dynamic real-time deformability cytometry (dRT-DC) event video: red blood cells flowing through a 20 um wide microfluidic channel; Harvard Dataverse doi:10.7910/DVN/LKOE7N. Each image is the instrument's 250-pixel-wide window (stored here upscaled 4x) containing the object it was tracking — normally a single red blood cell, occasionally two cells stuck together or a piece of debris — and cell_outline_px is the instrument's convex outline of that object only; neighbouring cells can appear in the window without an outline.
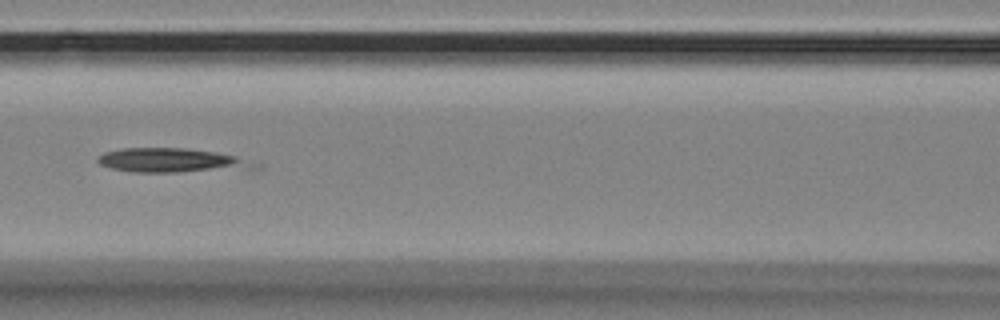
{"species": "Egyptian fruit bat (a non-hibernating species)", "species_latin": "Rousettus aegyptiacus", "temperature_condition": "room temperature", "stored_images_in_passage": 18, "camera_frame_rate_fps": 3000, "um_per_image_px": 0.085, "animal": {"sex": "female"}, "frame": {"image": 1, "passage_image": 10, "time_ms": 3.0, "image_size_px": [1000, 320], "cell_outline_px": [[260, 168], [180, 172], [132, 172], [112, 168], [100, 164], [96, 160], [104, 152], [124, 148], [188, 148], [216, 152], [236, 156], [260, 164]], "centroid_in_image_um": [14.62, 13.63], "position_along_channel_um": 152.0, "area_um2": 22.08}}
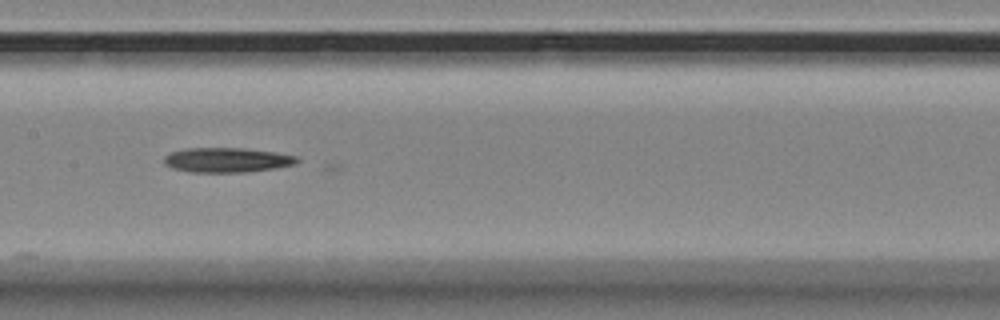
{"frame": {"image": 2, "passage_image": 13, "time_ms": 4.0, "image_size_px": [1000, 320], "cell_outline_px": [[300, 160], [296, 164], [276, 168], [244, 172], [188, 172], [172, 168], [164, 164], [164, 156], [172, 152], [188, 148], [240, 148], [276, 152], [296, 156]], "centroid_in_image_um": [19.29, 13.6], "position_along_channel_um": 188.1, "area_um2": 19.13}}